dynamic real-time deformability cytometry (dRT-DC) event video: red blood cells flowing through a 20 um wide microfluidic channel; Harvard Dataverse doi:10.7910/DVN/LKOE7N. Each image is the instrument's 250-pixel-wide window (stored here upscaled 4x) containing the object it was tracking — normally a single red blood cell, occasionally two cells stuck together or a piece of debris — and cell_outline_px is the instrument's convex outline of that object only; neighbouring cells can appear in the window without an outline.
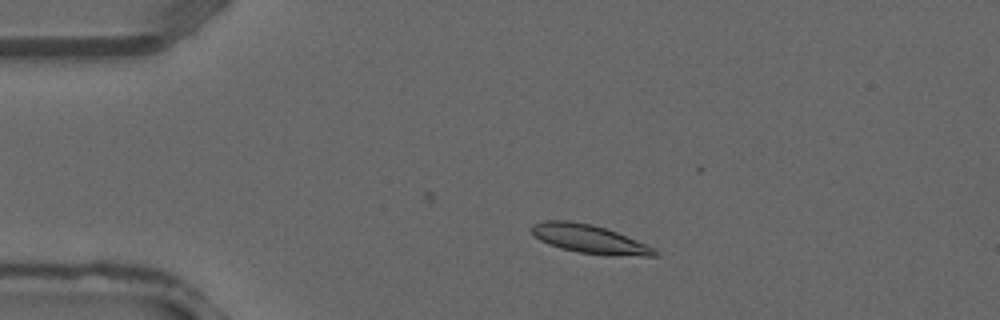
{"species": "common noctule bat (a hibernating species)", "species_latin": "Nyctalus noctula", "temperature_condition": "warm", "stored_images_in_passage": 32, "camera_frame_rate_fps": 3000, "um_per_image_px": 0.085, "animal": {"sex": "male", "forearm_length_mm": 52.5}, "frame": {"image": 1, "passage_image": 2, "time_ms": 0.333, "image_size_px": [1000, 320], "cell_outline_px": [[660, 256], [612, 256], [580, 252], [560, 248], [548, 244], [540, 240], [532, 232], [532, 224], [544, 220], [568, 220], [592, 224], [616, 232], [656, 248], [660, 252]], "centroid_in_image_um": [50.14, 20.33], "position_along_channel_um": 34.9, "area_um2": 20.58}}
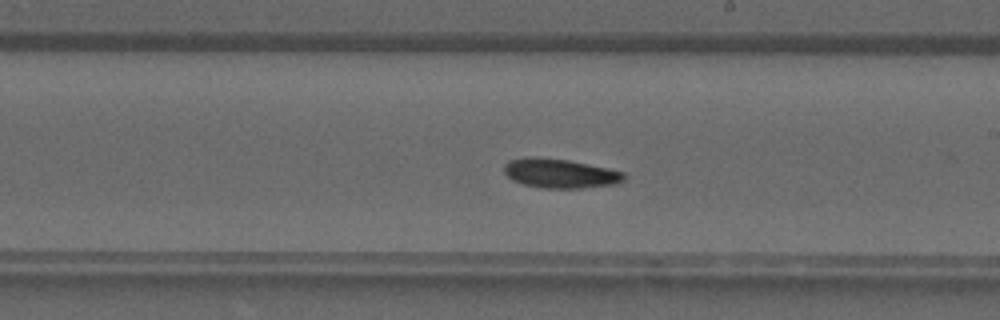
{"frame": {"image": 2, "passage_image": 16, "time_ms": 5.0, "image_size_px": [1000, 320], "cell_outline_px": [[624, 180], [616, 184], [580, 188], [540, 188], [524, 184], [512, 180], [504, 172], [504, 164], [508, 160], [532, 156], [536, 156], [568, 160], [608, 168], [624, 172]], "centroid_in_image_um": [47.58, 14.73], "position_along_channel_um": 241.4, "area_um2": 20.52}}
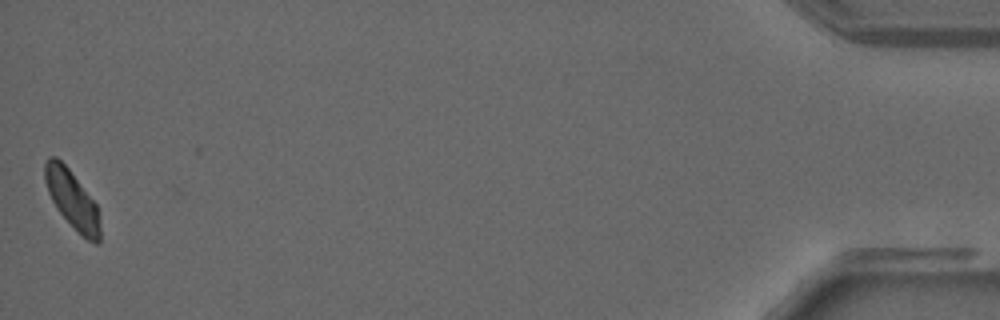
{"frame": {"image": 3, "passage_image": 32, "time_ms": 10.333, "image_size_px": [1000, 320], "cell_outline_px": [[100, 240], [96, 244], [88, 240], [56, 208], [48, 192], [44, 180], [44, 164], [48, 156], [56, 156], [68, 168], [96, 204], [100, 228]], "centroid_in_image_um": [6.1, 16.9], "position_along_channel_um": 429.1, "area_um2": 18.15}}